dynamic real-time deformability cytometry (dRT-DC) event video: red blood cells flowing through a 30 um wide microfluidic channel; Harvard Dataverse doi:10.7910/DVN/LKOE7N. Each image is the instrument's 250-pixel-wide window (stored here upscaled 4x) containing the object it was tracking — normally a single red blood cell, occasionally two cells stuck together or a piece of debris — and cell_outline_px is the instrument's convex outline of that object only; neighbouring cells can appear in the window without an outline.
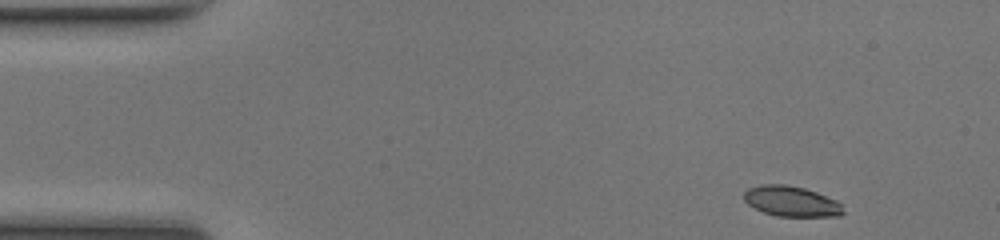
{"species": "common noctule bat (a hibernating species)", "species_latin": "Nyctalus noctula", "temperature_condition": "room temperature", "stored_images_in_passage": 45, "camera_frame_rate_fps": 3000, "um_per_image_px": 0.085, "animal": {"sex": "female", "body_mass_g": 17.0, "forearm_length_mm": 48.0}, "frame": {"image": 1, "passage_image": 1, "time_ms": 0.0, "image_size_px": [1000, 240], "cell_outline_px": [[844, 212], [840, 216], [776, 216], [764, 212], [748, 204], [744, 200], [744, 192], [748, 188], [760, 184], [784, 184], [804, 188], [816, 192], [836, 200], [840, 204]], "centroid_in_image_um": [67.25, 17.1], "position_along_channel_um": 17.8, "area_um2": 17.46}}
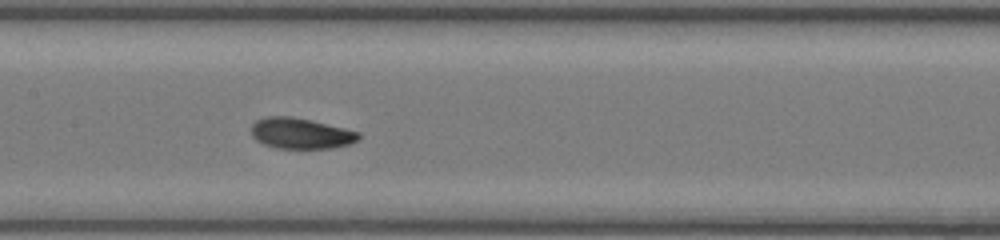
{"frame": {"image": 2, "passage_image": 20, "time_ms": 6.333, "image_size_px": [1000, 240], "cell_outline_px": [[360, 140], [348, 144], [332, 148], [276, 148], [264, 144], [256, 140], [252, 136], [252, 124], [256, 120], [268, 116], [292, 116], [312, 120], [360, 132]], "centroid_in_image_um": [25.57, 11.33], "position_along_channel_um": 181.8, "area_um2": 19.31}}
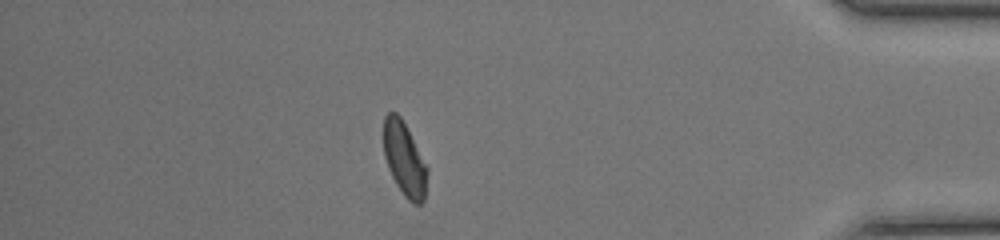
{"frame": {"image": 3, "passage_image": 39, "time_ms": 12.667, "image_size_px": [1000, 240], "cell_outline_px": [[428, 172], [424, 200], [420, 204], [412, 204], [404, 196], [396, 184], [388, 168], [384, 156], [384, 116], [388, 112], [396, 112], [400, 116], [428, 168]], "centroid_in_image_um": [34.37, 13.55], "position_along_channel_um": 400.8, "area_um2": 18.61}, "authors_computed_cell_mechanics": {"area_um2": 18.9006, "velocity_mm_per_s": 4.1654, "shape_relaxation_time_tau1_ms": 4.023, "shape_relaxation_time_tau2_ms": 1.487, "deformation_change_tau1": 0.1324, "deformation_change_tau2": 0.0632}}